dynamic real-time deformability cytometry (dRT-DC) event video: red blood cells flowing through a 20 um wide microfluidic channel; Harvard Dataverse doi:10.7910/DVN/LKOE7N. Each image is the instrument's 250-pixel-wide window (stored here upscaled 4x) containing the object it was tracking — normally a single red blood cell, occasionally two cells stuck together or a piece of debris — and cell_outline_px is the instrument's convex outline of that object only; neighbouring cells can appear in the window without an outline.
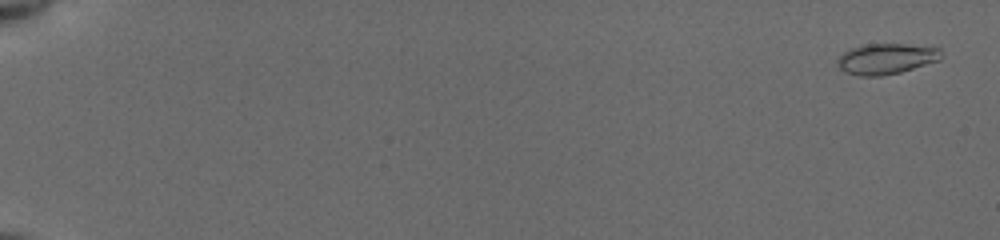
{"species": "common noctule bat (a hibernating species)", "species_latin": "Nyctalus noctula", "temperature_condition": "cold", "stored_images_in_passage": 51, "camera_frame_rate_fps": 3000, "um_per_image_px": 0.085, "animal": {"sex": "female", "body_mass_g": 19.5, "forearm_length_mm": 54.1}, "frame": {"image": 1, "passage_image": 3, "time_ms": 0.667, "image_size_px": [1000, 240], "cell_outline_px": [[944, 56], [940, 60], [900, 72], [880, 76], [860, 76], [844, 72], [836, 64], [836, 60], [844, 52], [852, 48], [864, 44], [908, 44], [940, 48]], "centroid_in_image_um": [75.34, 4.99], "position_along_channel_um": 9.7, "area_um2": 18.67}}
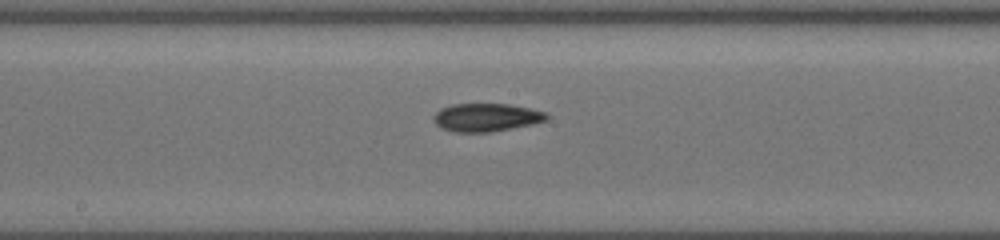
{"frame": {"image": 2, "passage_image": 33, "time_ms": 10.667, "image_size_px": [1000, 240], "cell_outline_px": [[548, 120], [488, 132], [456, 132], [444, 128], [436, 124], [436, 112], [440, 108], [452, 104], [508, 104], [528, 108], [544, 112], [548, 116]], "centroid_in_image_um": [41.32, 9.96], "position_along_channel_um": 206.9, "area_um2": 17.92}}
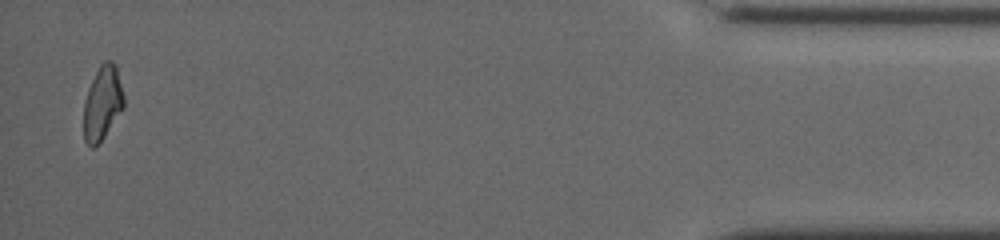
{"frame": {"image": 3, "passage_image": 51, "time_ms": 1684.667, "image_size_px": [1000, 240], "cell_outline_px": [[124, 108], [104, 136], [92, 148], [84, 140], [84, 104], [88, 88], [100, 64], [104, 60], [112, 60], [116, 64], [124, 96]], "centroid_in_image_um": [8.72, 8.71], "position_along_channel_um": 426.5, "area_um2": 17.22}, "authors_computed_cell_mechanics": {"area_um2": 17.8024, "velocity_mm_per_s": 3.9338, "shape_relaxation_time_tau1_ms": 4.8125, "shape_relaxation_time_tau2_ms": 3.031, "deformation_change_tau1": 0.1064, "deformation_change_tau2": 0.1038}}